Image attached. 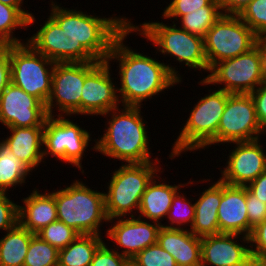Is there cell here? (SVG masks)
Listing matches in <instances>:
<instances>
[{"mask_svg":"<svg viewBox=\"0 0 266 266\" xmlns=\"http://www.w3.org/2000/svg\"><path fill=\"white\" fill-rule=\"evenodd\" d=\"M134 32L129 25L113 42L106 60L119 62L120 87H117V92L121 106H142L143 101L182 82V76L172 65L124 45L126 37Z\"/></svg>","mask_w":266,"mask_h":266,"instance_id":"1","label":"cell"},{"mask_svg":"<svg viewBox=\"0 0 266 266\" xmlns=\"http://www.w3.org/2000/svg\"><path fill=\"white\" fill-rule=\"evenodd\" d=\"M60 6L52 0L50 16L70 38V62L106 61L113 42L132 20L126 16H94Z\"/></svg>","mask_w":266,"mask_h":266,"instance_id":"2","label":"cell"},{"mask_svg":"<svg viewBox=\"0 0 266 266\" xmlns=\"http://www.w3.org/2000/svg\"><path fill=\"white\" fill-rule=\"evenodd\" d=\"M123 107V108H122ZM112 109L101 115L111 117L105 123L103 136L98 140L94 139L95 146L91 147L93 151L125 162L130 163H148L160 161L158 157L155 160L151 158L149 149V137L145 120L141 115L142 106H122ZM121 109V110H120ZM108 114V115H107Z\"/></svg>","mask_w":266,"mask_h":266,"instance_id":"3","label":"cell"},{"mask_svg":"<svg viewBox=\"0 0 266 266\" xmlns=\"http://www.w3.org/2000/svg\"><path fill=\"white\" fill-rule=\"evenodd\" d=\"M104 193L76 179L70 186L54 190L58 220L79 234L102 236L100 228L108 223Z\"/></svg>","mask_w":266,"mask_h":266,"instance_id":"4","label":"cell"},{"mask_svg":"<svg viewBox=\"0 0 266 266\" xmlns=\"http://www.w3.org/2000/svg\"><path fill=\"white\" fill-rule=\"evenodd\" d=\"M198 99L184 127L180 128L176 141L172 144L169 159L181 156L184 152L204 149L217 144V130L225 110L228 96L224 90H213Z\"/></svg>","mask_w":266,"mask_h":266,"instance_id":"5","label":"cell"},{"mask_svg":"<svg viewBox=\"0 0 266 266\" xmlns=\"http://www.w3.org/2000/svg\"><path fill=\"white\" fill-rule=\"evenodd\" d=\"M112 172L105 192V212L108 220L135 216L147 185L161 171L160 161L122 164ZM158 173V174H157ZM135 210V211H134ZM134 211V212H133Z\"/></svg>","mask_w":266,"mask_h":266,"instance_id":"6","label":"cell"},{"mask_svg":"<svg viewBox=\"0 0 266 266\" xmlns=\"http://www.w3.org/2000/svg\"><path fill=\"white\" fill-rule=\"evenodd\" d=\"M167 24L149 21L137 26L130 21L135 32L150 40L157 52L176 58V61L185 64L189 69L209 72L204 38L180 28L178 22Z\"/></svg>","mask_w":266,"mask_h":266,"instance_id":"7","label":"cell"},{"mask_svg":"<svg viewBox=\"0 0 266 266\" xmlns=\"http://www.w3.org/2000/svg\"><path fill=\"white\" fill-rule=\"evenodd\" d=\"M55 62L35 51L27 42L10 45L11 83L46 105L52 91Z\"/></svg>","mask_w":266,"mask_h":266,"instance_id":"8","label":"cell"},{"mask_svg":"<svg viewBox=\"0 0 266 266\" xmlns=\"http://www.w3.org/2000/svg\"><path fill=\"white\" fill-rule=\"evenodd\" d=\"M68 117L70 116L55 114L46 119L43 131V158L46 160L50 155L63 163L77 167L83 174L82 159L87 152L92 134Z\"/></svg>","mask_w":266,"mask_h":266,"instance_id":"9","label":"cell"},{"mask_svg":"<svg viewBox=\"0 0 266 266\" xmlns=\"http://www.w3.org/2000/svg\"><path fill=\"white\" fill-rule=\"evenodd\" d=\"M258 38L238 15L222 14L204 37V51L209 70L223 60L252 49Z\"/></svg>","mask_w":266,"mask_h":266,"instance_id":"10","label":"cell"},{"mask_svg":"<svg viewBox=\"0 0 266 266\" xmlns=\"http://www.w3.org/2000/svg\"><path fill=\"white\" fill-rule=\"evenodd\" d=\"M99 63L100 61L55 63L52 91L46 103L49 116H54L56 112L53 111L56 110L59 116L72 117L74 114H81L82 87L85 77Z\"/></svg>","mask_w":266,"mask_h":266,"instance_id":"11","label":"cell"},{"mask_svg":"<svg viewBox=\"0 0 266 266\" xmlns=\"http://www.w3.org/2000/svg\"><path fill=\"white\" fill-rule=\"evenodd\" d=\"M199 82L201 86L223 85L218 89L231 94L253 92L263 83L260 74L258 42L248 52L216 63L209 70V74Z\"/></svg>","mask_w":266,"mask_h":266,"instance_id":"12","label":"cell"},{"mask_svg":"<svg viewBox=\"0 0 266 266\" xmlns=\"http://www.w3.org/2000/svg\"><path fill=\"white\" fill-rule=\"evenodd\" d=\"M266 131L260 126L254 100L250 94L228 96L217 130V144L251 141L261 138Z\"/></svg>","mask_w":266,"mask_h":266,"instance_id":"13","label":"cell"},{"mask_svg":"<svg viewBox=\"0 0 266 266\" xmlns=\"http://www.w3.org/2000/svg\"><path fill=\"white\" fill-rule=\"evenodd\" d=\"M46 105L20 87L10 84L0 94V123L8 127H44Z\"/></svg>","mask_w":266,"mask_h":266,"instance_id":"14","label":"cell"},{"mask_svg":"<svg viewBox=\"0 0 266 266\" xmlns=\"http://www.w3.org/2000/svg\"><path fill=\"white\" fill-rule=\"evenodd\" d=\"M261 139L233 142L219 180L232 186H247L266 170V152ZM265 152V153H264Z\"/></svg>","mask_w":266,"mask_h":266,"instance_id":"15","label":"cell"},{"mask_svg":"<svg viewBox=\"0 0 266 266\" xmlns=\"http://www.w3.org/2000/svg\"><path fill=\"white\" fill-rule=\"evenodd\" d=\"M108 222L113 225L107 229L106 238H110L118 250L122 248L121 252H117L130 260L143 249L157 243L158 233L162 227V224L143 220L138 216L114 218Z\"/></svg>","mask_w":266,"mask_h":266,"instance_id":"16","label":"cell"},{"mask_svg":"<svg viewBox=\"0 0 266 266\" xmlns=\"http://www.w3.org/2000/svg\"><path fill=\"white\" fill-rule=\"evenodd\" d=\"M110 62H100L86 77L82 87L81 115H103L120 107V100L110 72Z\"/></svg>","mask_w":266,"mask_h":266,"instance_id":"17","label":"cell"},{"mask_svg":"<svg viewBox=\"0 0 266 266\" xmlns=\"http://www.w3.org/2000/svg\"><path fill=\"white\" fill-rule=\"evenodd\" d=\"M250 257L247 236L219 233L201 238V266H240Z\"/></svg>","mask_w":266,"mask_h":266,"instance_id":"18","label":"cell"},{"mask_svg":"<svg viewBox=\"0 0 266 266\" xmlns=\"http://www.w3.org/2000/svg\"><path fill=\"white\" fill-rule=\"evenodd\" d=\"M220 233L249 237L246 206V186H232L222 182V200L218 208Z\"/></svg>","mask_w":266,"mask_h":266,"instance_id":"19","label":"cell"},{"mask_svg":"<svg viewBox=\"0 0 266 266\" xmlns=\"http://www.w3.org/2000/svg\"><path fill=\"white\" fill-rule=\"evenodd\" d=\"M157 243L170 253L178 266H201V238L187 227H161Z\"/></svg>","mask_w":266,"mask_h":266,"instance_id":"20","label":"cell"},{"mask_svg":"<svg viewBox=\"0 0 266 266\" xmlns=\"http://www.w3.org/2000/svg\"><path fill=\"white\" fill-rule=\"evenodd\" d=\"M22 202L23 205L18 206V221L28 231L36 234L58 220L54 191L42 193L35 187Z\"/></svg>","mask_w":266,"mask_h":266,"instance_id":"21","label":"cell"},{"mask_svg":"<svg viewBox=\"0 0 266 266\" xmlns=\"http://www.w3.org/2000/svg\"><path fill=\"white\" fill-rule=\"evenodd\" d=\"M42 26V27H41ZM26 42L38 53L43 54L55 63L70 62V38L59 24L48 16Z\"/></svg>","mask_w":266,"mask_h":266,"instance_id":"22","label":"cell"},{"mask_svg":"<svg viewBox=\"0 0 266 266\" xmlns=\"http://www.w3.org/2000/svg\"><path fill=\"white\" fill-rule=\"evenodd\" d=\"M159 177V175L155 176L147 185L142 195L138 217L162 224L161 221L164 218L166 219L168 215L174 195L184 186L193 185L197 181L193 180L188 183L169 185L166 182H159L162 179Z\"/></svg>","mask_w":266,"mask_h":266,"instance_id":"23","label":"cell"},{"mask_svg":"<svg viewBox=\"0 0 266 266\" xmlns=\"http://www.w3.org/2000/svg\"><path fill=\"white\" fill-rule=\"evenodd\" d=\"M10 136L3 141L11 148L12 153L31 171L39 167L43 158L44 127H8Z\"/></svg>","mask_w":266,"mask_h":266,"instance_id":"24","label":"cell"},{"mask_svg":"<svg viewBox=\"0 0 266 266\" xmlns=\"http://www.w3.org/2000/svg\"><path fill=\"white\" fill-rule=\"evenodd\" d=\"M212 184L195 201L194 221L191 228H188L200 238L220 233L218 208L222 200V182L218 179Z\"/></svg>","mask_w":266,"mask_h":266,"instance_id":"25","label":"cell"},{"mask_svg":"<svg viewBox=\"0 0 266 266\" xmlns=\"http://www.w3.org/2000/svg\"><path fill=\"white\" fill-rule=\"evenodd\" d=\"M0 239V266H23L34 233L19 223Z\"/></svg>","mask_w":266,"mask_h":266,"instance_id":"26","label":"cell"},{"mask_svg":"<svg viewBox=\"0 0 266 266\" xmlns=\"http://www.w3.org/2000/svg\"><path fill=\"white\" fill-rule=\"evenodd\" d=\"M93 234H79L78 237L59 250L58 266H89L103 237Z\"/></svg>","mask_w":266,"mask_h":266,"instance_id":"27","label":"cell"},{"mask_svg":"<svg viewBox=\"0 0 266 266\" xmlns=\"http://www.w3.org/2000/svg\"><path fill=\"white\" fill-rule=\"evenodd\" d=\"M32 171L12 153L11 148L0 140V192L22 186Z\"/></svg>","mask_w":266,"mask_h":266,"instance_id":"28","label":"cell"},{"mask_svg":"<svg viewBox=\"0 0 266 266\" xmlns=\"http://www.w3.org/2000/svg\"><path fill=\"white\" fill-rule=\"evenodd\" d=\"M222 10L219 0H214L209 6L195 10L194 12L183 15L179 21L180 28L185 31L201 37H205L207 31L221 17Z\"/></svg>","mask_w":266,"mask_h":266,"instance_id":"29","label":"cell"},{"mask_svg":"<svg viewBox=\"0 0 266 266\" xmlns=\"http://www.w3.org/2000/svg\"><path fill=\"white\" fill-rule=\"evenodd\" d=\"M28 27V19L16 7L0 2V45L23 44V39L16 37L14 33L18 28Z\"/></svg>","mask_w":266,"mask_h":266,"instance_id":"30","label":"cell"},{"mask_svg":"<svg viewBox=\"0 0 266 266\" xmlns=\"http://www.w3.org/2000/svg\"><path fill=\"white\" fill-rule=\"evenodd\" d=\"M58 262L59 250L34 234L23 266H58Z\"/></svg>","mask_w":266,"mask_h":266,"instance_id":"31","label":"cell"},{"mask_svg":"<svg viewBox=\"0 0 266 266\" xmlns=\"http://www.w3.org/2000/svg\"><path fill=\"white\" fill-rule=\"evenodd\" d=\"M185 196L186 195H184V193L181 194L180 191L174 195L166 217L169 220L168 224H163V227L183 229L186 225L191 228L195 217V203L192 204V201H189Z\"/></svg>","mask_w":266,"mask_h":266,"instance_id":"32","label":"cell"},{"mask_svg":"<svg viewBox=\"0 0 266 266\" xmlns=\"http://www.w3.org/2000/svg\"><path fill=\"white\" fill-rule=\"evenodd\" d=\"M42 240L54 246L58 250L65 248L79 235L73 228L62 221L56 220L36 233Z\"/></svg>","mask_w":266,"mask_h":266,"instance_id":"33","label":"cell"},{"mask_svg":"<svg viewBox=\"0 0 266 266\" xmlns=\"http://www.w3.org/2000/svg\"><path fill=\"white\" fill-rule=\"evenodd\" d=\"M238 16L257 38L266 33V0H252Z\"/></svg>","mask_w":266,"mask_h":266,"instance_id":"34","label":"cell"},{"mask_svg":"<svg viewBox=\"0 0 266 266\" xmlns=\"http://www.w3.org/2000/svg\"><path fill=\"white\" fill-rule=\"evenodd\" d=\"M131 260L138 266H178L174 257L158 243L143 249Z\"/></svg>","mask_w":266,"mask_h":266,"instance_id":"35","label":"cell"},{"mask_svg":"<svg viewBox=\"0 0 266 266\" xmlns=\"http://www.w3.org/2000/svg\"><path fill=\"white\" fill-rule=\"evenodd\" d=\"M214 0H172L163 10L162 17L164 19L178 21L183 15L201 10L205 6H209ZM175 18V19H174ZM179 18V19H177Z\"/></svg>","mask_w":266,"mask_h":266,"instance_id":"36","label":"cell"},{"mask_svg":"<svg viewBox=\"0 0 266 266\" xmlns=\"http://www.w3.org/2000/svg\"><path fill=\"white\" fill-rule=\"evenodd\" d=\"M105 241L98 247L89 266H126L129 258L120 255L116 248L107 246Z\"/></svg>","mask_w":266,"mask_h":266,"instance_id":"37","label":"cell"},{"mask_svg":"<svg viewBox=\"0 0 266 266\" xmlns=\"http://www.w3.org/2000/svg\"><path fill=\"white\" fill-rule=\"evenodd\" d=\"M9 195L0 192V230L6 232L14 228L18 223V203L10 200Z\"/></svg>","mask_w":266,"mask_h":266,"instance_id":"38","label":"cell"},{"mask_svg":"<svg viewBox=\"0 0 266 266\" xmlns=\"http://www.w3.org/2000/svg\"><path fill=\"white\" fill-rule=\"evenodd\" d=\"M246 206L249 220V237L258 224L266 219V203L258 199L246 187Z\"/></svg>","mask_w":266,"mask_h":266,"instance_id":"39","label":"cell"},{"mask_svg":"<svg viewBox=\"0 0 266 266\" xmlns=\"http://www.w3.org/2000/svg\"><path fill=\"white\" fill-rule=\"evenodd\" d=\"M249 238L251 256L256 258L266 257V219L253 228Z\"/></svg>","mask_w":266,"mask_h":266,"instance_id":"40","label":"cell"},{"mask_svg":"<svg viewBox=\"0 0 266 266\" xmlns=\"http://www.w3.org/2000/svg\"><path fill=\"white\" fill-rule=\"evenodd\" d=\"M260 126L266 131V83L260 84L250 93Z\"/></svg>","mask_w":266,"mask_h":266,"instance_id":"41","label":"cell"},{"mask_svg":"<svg viewBox=\"0 0 266 266\" xmlns=\"http://www.w3.org/2000/svg\"><path fill=\"white\" fill-rule=\"evenodd\" d=\"M10 82V45H0V94Z\"/></svg>","mask_w":266,"mask_h":266,"instance_id":"42","label":"cell"},{"mask_svg":"<svg viewBox=\"0 0 266 266\" xmlns=\"http://www.w3.org/2000/svg\"><path fill=\"white\" fill-rule=\"evenodd\" d=\"M252 0H219L223 14L239 15Z\"/></svg>","mask_w":266,"mask_h":266,"instance_id":"43","label":"cell"},{"mask_svg":"<svg viewBox=\"0 0 266 266\" xmlns=\"http://www.w3.org/2000/svg\"><path fill=\"white\" fill-rule=\"evenodd\" d=\"M246 187L258 199L266 203V170Z\"/></svg>","mask_w":266,"mask_h":266,"instance_id":"44","label":"cell"},{"mask_svg":"<svg viewBox=\"0 0 266 266\" xmlns=\"http://www.w3.org/2000/svg\"><path fill=\"white\" fill-rule=\"evenodd\" d=\"M1 3L9 6L16 7L27 19H28V25H34L36 22V17L34 14L29 12L28 10H25L23 6L24 0H0ZM23 6V8H21Z\"/></svg>","mask_w":266,"mask_h":266,"instance_id":"45","label":"cell"},{"mask_svg":"<svg viewBox=\"0 0 266 266\" xmlns=\"http://www.w3.org/2000/svg\"><path fill=\"white\" fill-rule=\"evenodd\" d=\"M259 56H260V74L263 83H266V50L258 43Z\"/></svg>","mask_w":266,"mask_h":266,"instance_id":"46","label":"cell"},{"mask_svg":"<svg viewBox=\"0 0 266 266\" xmlns=\"http://www.w3.org/2000/svg\"><path fill=\"white\" fill-rule=\"evenodd\" d=\"M240 266H259V258L251 256Z\"/></svg>","mask_w":266,"mask_h":266,"instance_id":"47","label":"cell"},{"mask_svg":"<svg viewBox=\"0 0 266 266\" xmlns=\"http://www.w3.org/2000/svg\"><path fill=\"white\" fill-rule=\"evenodd\" d=\"M258 43L266 50V33L258 37Z\"/></svg>","mask_w":266,"mask_h":266,"instance_id":"48","label":"cell"},{"mask_svg":"<svg viewBox=\"0 0 266 266\" xmlns=\"http://www.w3.org/2000/svg\"><path fill=\"white\" fill-rule=\"evenodd\" d=\"M259 266H266V257L259 258Z\"/></svg>","mask_w":266,"mask_h":266,"instance_id":"49","label":"cell"},{"mask_svg":"<svg viewBox=\"0 0 266 266\" xmlns=\"http://www.w3.org/2000/svg\"><path fill=\"white\" fill-rule=\"evenodd\" d=\"M126 266H138V265L134 263L132 260H129Z\"/></svg>","mask_w":266,"mask_h":266,"instance_id":"50","label":"cell"}]
</instances>
